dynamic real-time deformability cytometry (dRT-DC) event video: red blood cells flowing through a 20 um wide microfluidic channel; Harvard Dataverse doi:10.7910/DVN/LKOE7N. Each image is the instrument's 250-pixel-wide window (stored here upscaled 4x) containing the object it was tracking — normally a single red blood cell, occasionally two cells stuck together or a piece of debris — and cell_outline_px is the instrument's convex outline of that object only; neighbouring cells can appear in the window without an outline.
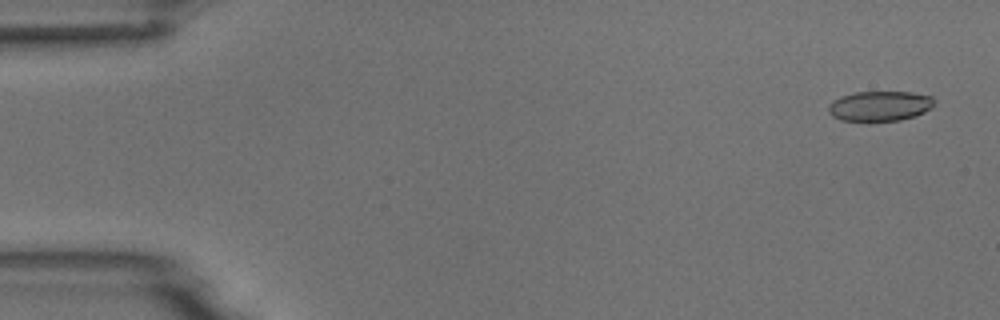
{"species": "common noctule bat (a hibernating species)", "species_latin": "Nyctalus noctula", "temperature_condition": "room temperature", "stored_images_in_passage": 6, "camera_frame_rate_fps": 3000, "um_per_image_px": 0.085, "animal": {"sex": "male", "body_mass_g": 18.8}, "frame": {"image": 1, "passage_image": 1, "time_ms": 0.0, "image_size_px": [1000, 320], "cell_outline_px": [[936, 100], [932, 108], [916, 116], [900, 120], [840, 120], [832, 116], [828, 112], [828, 104], [832, 100], [840, 96], [856, 92], [912, 92], [932, 96]], "centroid_in_image_um": [74.8, 9.0], "position_along_channel_um": 10.2, "area_um2": 18.61}}